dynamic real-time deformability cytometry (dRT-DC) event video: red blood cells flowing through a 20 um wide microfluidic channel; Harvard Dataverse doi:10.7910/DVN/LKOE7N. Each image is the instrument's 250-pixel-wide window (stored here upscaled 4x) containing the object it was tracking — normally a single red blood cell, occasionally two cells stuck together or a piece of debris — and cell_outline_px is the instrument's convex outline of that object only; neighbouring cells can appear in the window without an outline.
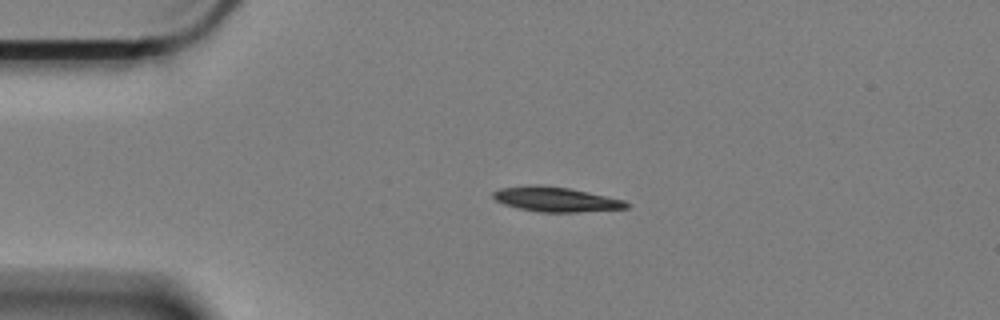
{"species": "Egyptian fruit bat (a non-hibernating species)", "species_latin": "Rousettus aegyptiacus", "temperature_condition": "cold", "stored_images_in_passage": 47, "camera_frame_rate_fps": 3000, "um_per_image_px": 0.085, "animal": {"sex": "female"}, "frame": {"image": 1, "passage_image": 1, "time_ms": 0.0, "image_size_px": [1000, 320], "cell_outline_px": [[628, 208], [576, 212], [540, 212], [520, 208], [504, 204], [496, 200], [492, 196], [492, 192], [500, 188], [524, 184], [536, 184], [568, 188], [624, 200], [628, 204]], "centroid_in_image_um": [47.18, 16.93], "position_along_channel_um": 37.8, "area_um2": 19.07}}
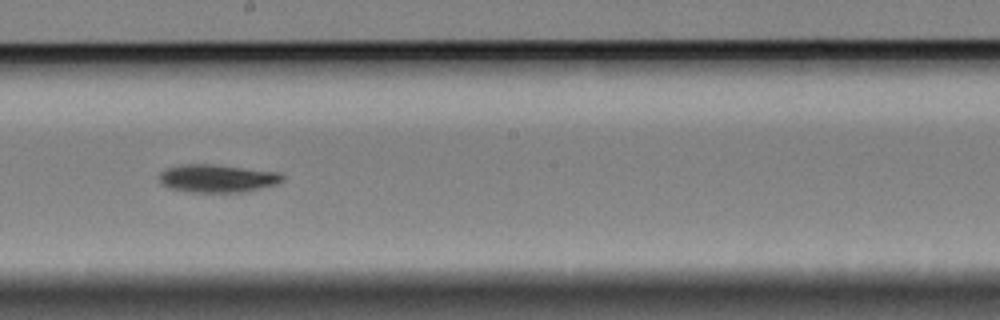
{"frame": {"image": 2, "passage_image": 21, "time_ms": 6.667, "image_size_px": [1000, 320], "cell_outline_px": [[284, 180], [276, 184], [244, 192], [188, 192], [168, 188], [160, 180], [160, 172], [164, 168], [180, 164], [212, 164], [280, 172], [284, 176]], "centroid_in_image_um": [18.46, 15.15], "position_along_channel_um": 229.7, "area_um2": 20.17}}
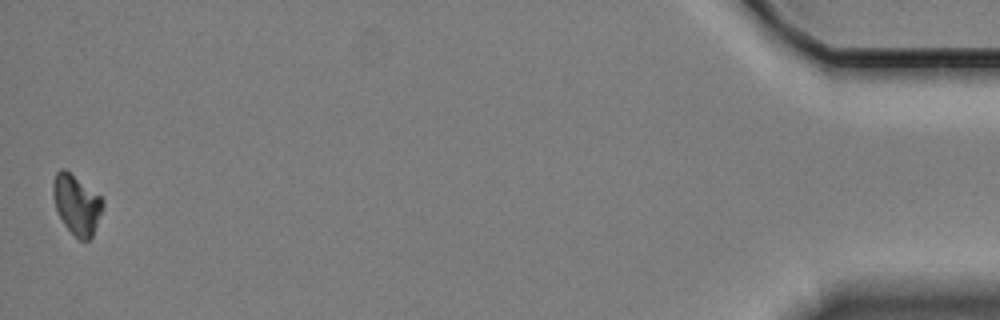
{"frame": {"image": 3, "passage_image": 47, "time_ms": 15.333, "image_size_px": [1000, 320], "cell_outline_px": [[104, 204], [92, 236], [88, 240], [80, 240], [64, 224], [56, 208], [52, 196], [52, 184], [56, 172], [60, 168], [64, 168], [100, 196], [104, 200]], "centroid_in_image_um": [6.49, 17.36], "position_along_channel_um": 428.7, "area_um2": 16.99}, "authors_computed_cell_mechanics": {"area_um2": 18.9584, "velocity_mm_per_s": 3.3345, "shape_relaxation_time_tau1_ms": 3.6927, "shape_relaxation_time_tau2_ms": null, "deformation_change_tau1": 0.1061, "deformation_change_tau2": null}}